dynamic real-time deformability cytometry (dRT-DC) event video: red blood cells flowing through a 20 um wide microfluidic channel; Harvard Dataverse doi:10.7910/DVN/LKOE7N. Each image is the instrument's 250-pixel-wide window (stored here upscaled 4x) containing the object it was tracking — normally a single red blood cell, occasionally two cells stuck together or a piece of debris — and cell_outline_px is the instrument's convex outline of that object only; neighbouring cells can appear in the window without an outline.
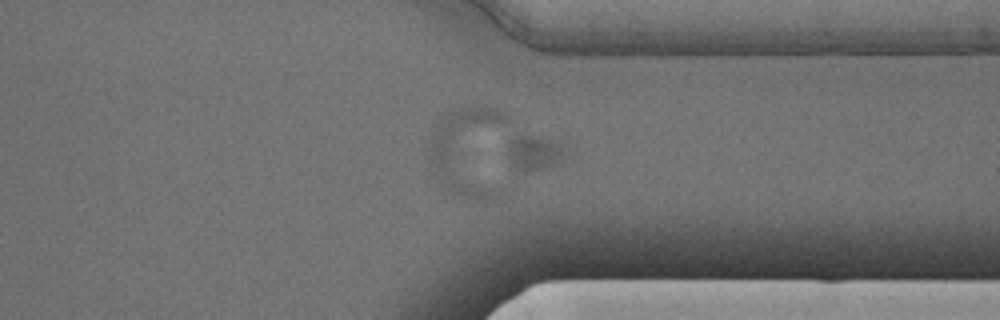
{"species": "Egyptian fruit bat (a non-hibernating species)", "species_latin": "Rousettus aegyptiacus", "temperature_condition": "cold", "stored_images_in_passage": 40, "segment_of_instrument_passage": [1, 2], "camera_frame_rate_fps": 3000, "um_per_image_px": 0.085, "animal": {"sex": "male"}, "frame": {"image": 1, "passage_image": 28, "time_ms": 9.0, "image_size_px": [1000, 320], "cell_outline_px": [[568, 156], [556, 164], [528, 172], [524, 172], [512, 168], [508, 156], [508, 140], [516, 136], [540, 136], [564, 144], [568, 148]], "centroid_in_image_um": [45.46, 12.99], "position_along_channel_um": 365.9, "area_um2": 12.2}}